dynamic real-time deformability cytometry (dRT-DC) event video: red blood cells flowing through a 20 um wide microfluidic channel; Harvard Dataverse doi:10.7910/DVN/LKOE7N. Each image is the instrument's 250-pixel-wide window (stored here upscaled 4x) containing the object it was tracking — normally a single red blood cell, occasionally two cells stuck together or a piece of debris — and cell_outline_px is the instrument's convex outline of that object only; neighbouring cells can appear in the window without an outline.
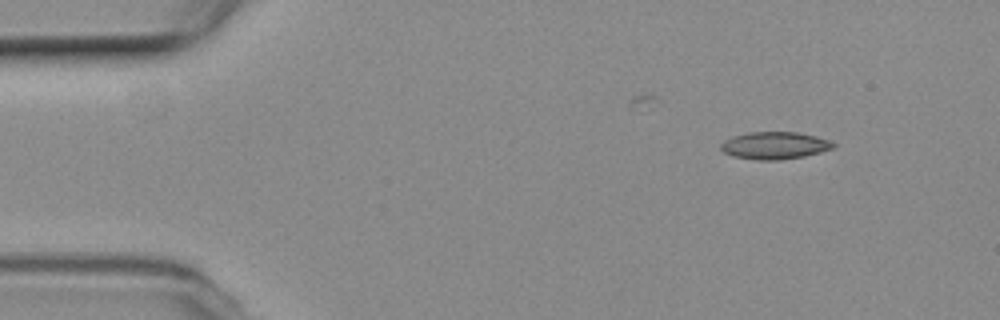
{"species": "common noctule bat (a hibernating species)", "species_latin": "Nyctalus noctula", "temperature_condition": "room temperature", "stored_images_in_passage": 48, "camera_frame_rate_fps": 3000, "um_per_image_px": 0.085, "animal": {"sex": "female", "body_mass_g": 19.3, "forearm_length_mm": 54.1}, "frame": {"image": 1, "passage_image": 1, "time_ms": 0.0, "image_size_px": [1000, 320], "cell_outline_px": [[836, 144], [832, 148], [820, 152], [804, 156], [780, 160], [756, 160], [736, 156], [724, 152], [720, 148], [720, 144], [724, 140], [732, 136], [748, 132], [796, 132], [816, 136], [828, 140]], "centroid_in_image_um": [65.82, 12.36], "position_along_channel_um": 19.2, "area_um2": 17.8}}
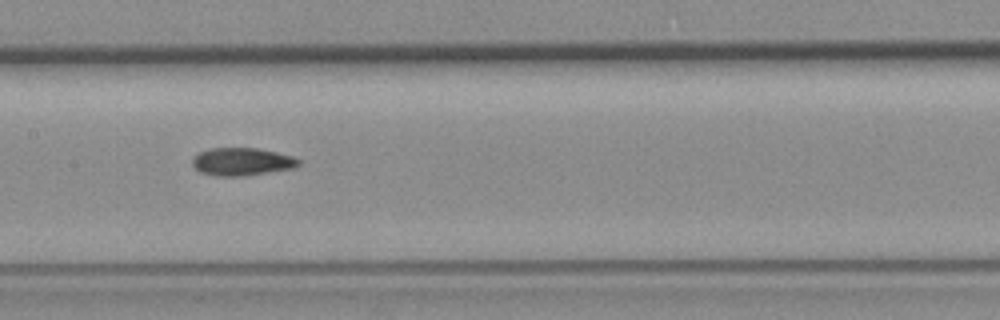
{"frame": {"image": 2, "passage_image": 21, "time_ms": 6.667, "image_size_px": [1000, 320], "cell_outline_px": [[300, 164], [292, 168], [240, 176], [216, 176], [200, 172], [192, 164], [192, 160], [200, 152], [212, 148], [256, 148], [276, 152], [292, 156], [300, 160]], "centroid_in_image_um": [20.55, 13.74], "position_along_channel_um": 186.8, "area_um2": 16.88}}
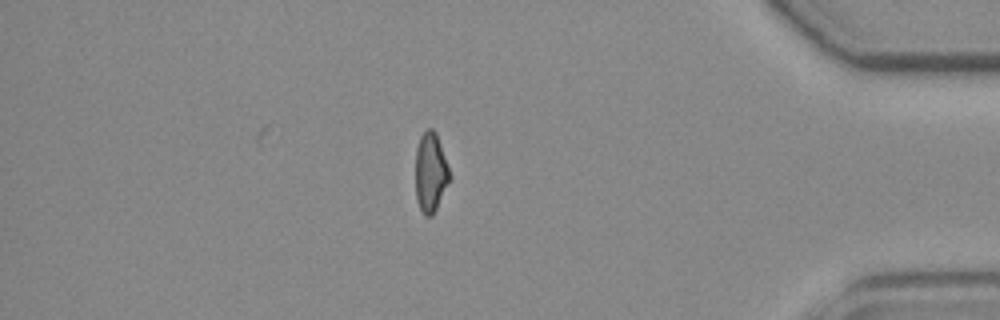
{"frame": {"image": 3, "passage_image": 41, "time_ms": 13.333, "image_size_px": [1000, 320], "cell_outline_px": [[452, 176], [432, 216], [424, 216], [416, 200], [416, 148], [420, 136], [428, 128], [432, 128], [436, 132]], "centroid_in_image_um": [36.6, 14.64], "position_along_channel_um": 398.6, "area_um2": 15.84}, "authors_computed_cell_mechanics": {"area_um2": 16.9932, "velocity_mm_per_s": 3.7893, "shape_relaxation_time_tau1_ms": null, "shape_relaxation_time_tau2_ms": 5.0985, "deformation_change_tau1": null, "deformation_change_tau2": 0.132}}